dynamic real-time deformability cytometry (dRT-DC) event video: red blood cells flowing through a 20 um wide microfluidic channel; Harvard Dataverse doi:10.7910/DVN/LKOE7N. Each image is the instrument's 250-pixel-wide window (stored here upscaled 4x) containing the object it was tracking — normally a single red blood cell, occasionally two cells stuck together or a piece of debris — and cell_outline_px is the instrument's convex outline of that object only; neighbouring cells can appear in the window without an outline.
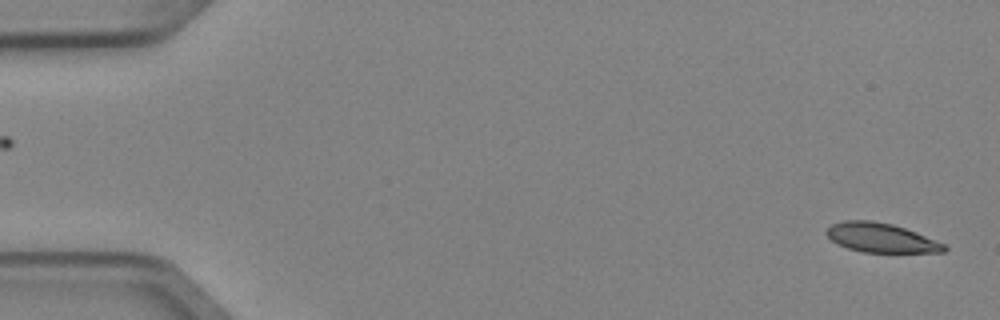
{"species": "Egyptian fruit bat (a non-hibernating species)", "species_latin": "Rousettus aegyptiacus", "temperature_condition": "cold", "stored_images_in_passage": 2, "camera_frame_rate_fps": 3000, "um_per_image_px": 0.085, "animal": {"sex": "female"}, "frame": {"image": 1, "passage_image": 2, "time_ms": 0.333, "image_size_px": [1000, 320], "cell_outline_px": [[948, 248], [944, 252], [864, 252], [848, 248], [836, 244], [824, 232], [832, 224], [844, 220], [872, 220], [892, 224], [916, 232], [944, 244]], "centroid_in_image_um": [74.86, 20.2], "position_along_channel_um": 10.1, "area_um2": 19.94}}